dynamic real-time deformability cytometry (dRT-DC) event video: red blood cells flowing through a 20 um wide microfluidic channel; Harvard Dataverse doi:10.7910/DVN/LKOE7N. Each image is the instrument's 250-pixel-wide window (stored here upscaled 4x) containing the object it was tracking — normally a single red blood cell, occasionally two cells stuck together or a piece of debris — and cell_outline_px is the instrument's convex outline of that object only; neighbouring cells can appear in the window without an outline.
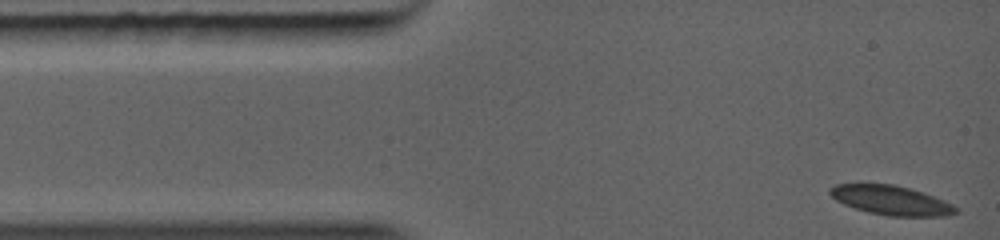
{"species": "common noctule bat (a hibernating species)", "species_latin": "Nyctalus noctula", "temperature_condition": "warm", "stored_images_in_passage": 5, "camera_frame_rate_fps": 5000, "um_per_image_px": 0.085, "animal": {"sex": "female", "body_mass_g": 19.0, "forearm_length_mm": 56.7}, "frame": {"image": 1, "passage_image": 1, "time_ms": 0.0, "image_size_px": [1000, 240], "cell_outline_px": [[960, 212], [944, 216], [888, 216], [868, 212], [844, 204], [836, 200], [828, 192], [828, 188], [836, 184], [892, 184], [908, 188], [944, 200], [960, 208]], "centroid_in_image_um": [75.75, 17.03], "position_along_channel_um": 9.2, "area_um2": 21.39}}
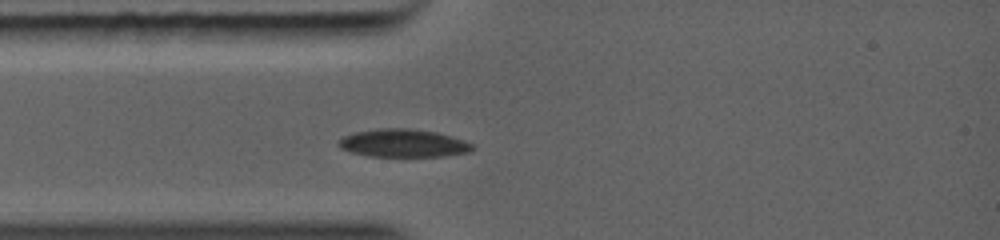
{"frame": {"image": 2, "passage_image": 5, "time_ms": 2.2, "image_size_px": [1000, 240], "cell_outline_px": [[476, 148], [468, 152], [440, 156], [368, 156], [352, 152], [340, 148], [336, 144], [336, 140], [352, 132], [376, 128], [408, 128], [436, 132], [452, 136], [464, 140], [472, 144]], "centroid_in_image_um": [34.22, 12.15], "position_along_channel_um": 50.8, "area_um2": 21.96}}